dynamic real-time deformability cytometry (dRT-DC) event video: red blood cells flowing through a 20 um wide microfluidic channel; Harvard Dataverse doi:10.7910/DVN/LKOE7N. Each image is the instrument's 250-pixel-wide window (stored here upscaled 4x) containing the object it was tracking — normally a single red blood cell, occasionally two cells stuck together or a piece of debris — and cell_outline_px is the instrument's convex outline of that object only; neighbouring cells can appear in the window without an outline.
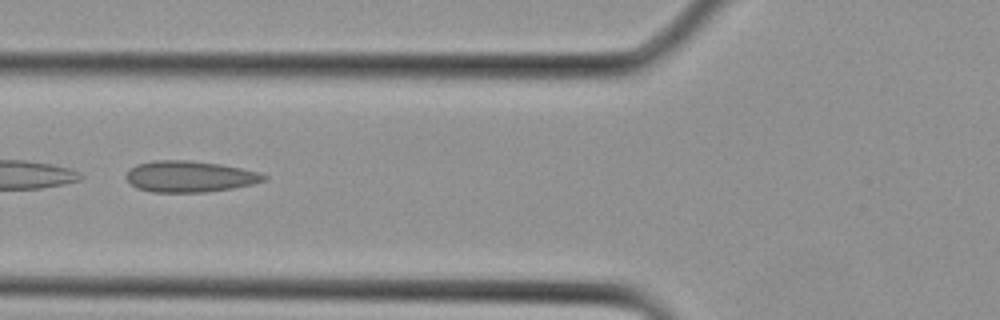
{"species": "Egyptian fruit bat (a non-hibernating species)", "species_latin": "Rousettus aegyptiacus", "temperature_condition": "cold", "stored_images_in_passage": 12, "camera_frame_rate_fps": 3000, "um_per_image_px": 0.085, "animal": {"sex": "female"}, "frame": {"image": 1, "passage_image": 7, "time_ms": 2.0, "image_size_px": [1000, 320], "cell_outline_px": [[268, 176], [264, 180], [252, 184], [232, 188], [204, 192], [152, 192], [136, 188], [124, 176], [136, 164], [156, 160], [192, 160], [220, 164], [240, 168], [256, 172]], "centroid_in_image_um": [16.09, 15.0], "position_along_channel_um": 109.7, "area_um2": 24.85}}
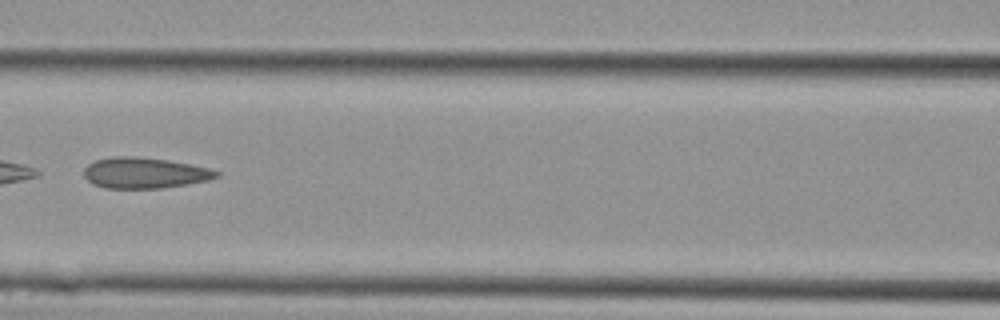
{"frame": {"image": 2, "passage_image": 9, "time_ms": 2.667, "image_size_px": [1000, 320], "cell_outline_px": [[220, 176], [208, 180], [188, 184], [160, 188], [104, 188], [92, 184], [84, 176], [84, 168], [88, 164], [96, 160], [112, 156], [136, 156], [168, 160], [208, 168], [220, 172]], "centroid_in_image_um": [12.27, 14.7], "position_along_channel_um": 154.3, "area_um2": 23.81}}